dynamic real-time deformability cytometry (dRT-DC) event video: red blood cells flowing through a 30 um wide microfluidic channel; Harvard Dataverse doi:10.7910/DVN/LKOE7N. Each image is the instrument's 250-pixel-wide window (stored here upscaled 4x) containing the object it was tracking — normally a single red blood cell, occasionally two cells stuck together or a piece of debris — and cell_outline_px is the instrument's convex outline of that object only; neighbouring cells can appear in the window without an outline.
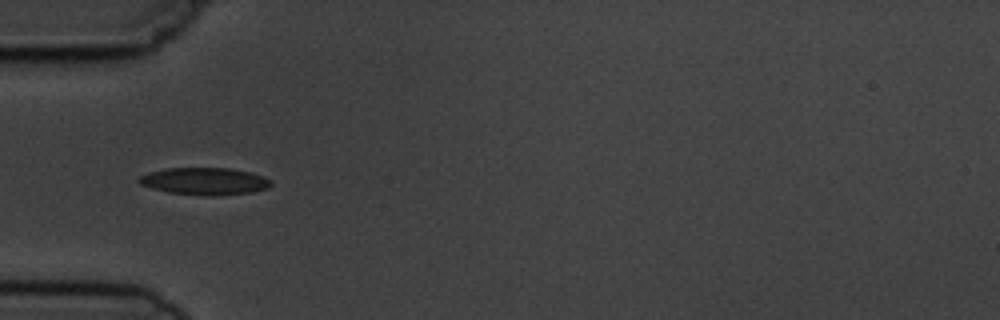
{"species": "common noctule bat (a hibernating species)", "species_latin": "Nyctalus noctula", "temperature_condition": "cold", "stored_images_in_passage": 14, "camera_frame_rate_fps": 3000, "um_per_image_px": 0.085, "animal": {"sex": "male", "body_mass_g": 19.5, "forearm_length_mm": 54.6}, "frame": {"image": 1, "passage_image": 4, "time_ms": 4.667, "image_size_px": [1000, 320], "cell_outline_px": [[272, 184], [268, 188], [252, 192], [212, 196], [204, 196], [168, 192], [152, 188], [140, 184], [136, 180], [140, 176], [148, 172], [164, 168], [228, 168], [252, 172], [264, 176], [272, 180]], "centroid_in_image_um": [17.4, 15.4], "position_along_channel_um": 67.6, "area_um2": 21.15}}
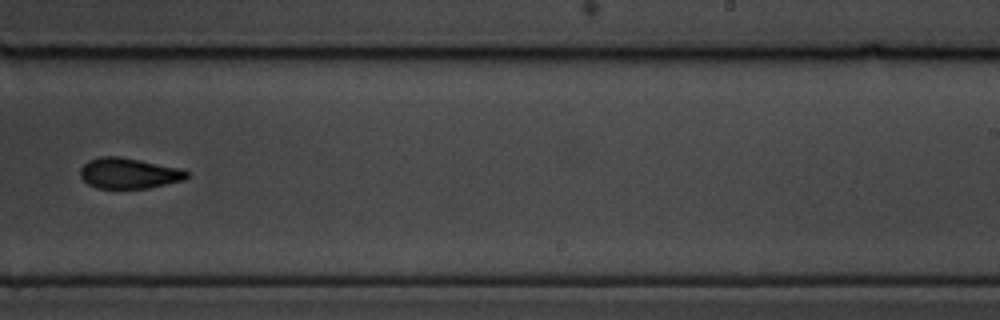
{"frame": {"image": 2, "passage_image": 9, "time_ms": 10.333, "image_size_px": [1000, 320], "cell_outline_px": [[188, 176], [184, 180], [148, 188], [96, 188], [88, 184], [80, 176], [80, 168], [88, 160], [100, 156], [116, 156], [140, 160], [180, 168], [188, 172]], "centroid_in_image_um": [10.93, 14.72], "position_along_channel_um": 278.1, "area_um2": 18.96}}
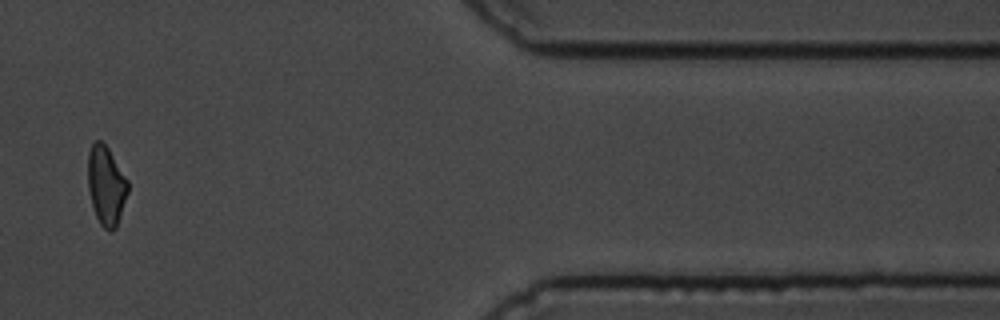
{"frame": {"image": 3, "passage_image": 12, "time_ms": 14.667, "image_size_px": [1000, 320], "cell_outline_px": [[128, 192], [116, 228], [112, 232], [108, 232], [100, 224], [92, 208], [88, 188], [88, 152], [92, 144], [96, 140], [100, 140], [108, 148], [128, 180]], "centroid_in_image_um": [9.01, 15.8], "position_along_channel_um": 402.4, "area_um2": 18.5}, "authors_computed_cell_mechanics": {"area_um2": 20.1144, "velocity_mm_per_s": 3.7185, "shape_relaxation_time_tau1_ms": 2.5241, "shape_relaxation_time_tau2_ms": null, "deformation_change_tau1": 0.084, "deformation_change_tau2": null}}